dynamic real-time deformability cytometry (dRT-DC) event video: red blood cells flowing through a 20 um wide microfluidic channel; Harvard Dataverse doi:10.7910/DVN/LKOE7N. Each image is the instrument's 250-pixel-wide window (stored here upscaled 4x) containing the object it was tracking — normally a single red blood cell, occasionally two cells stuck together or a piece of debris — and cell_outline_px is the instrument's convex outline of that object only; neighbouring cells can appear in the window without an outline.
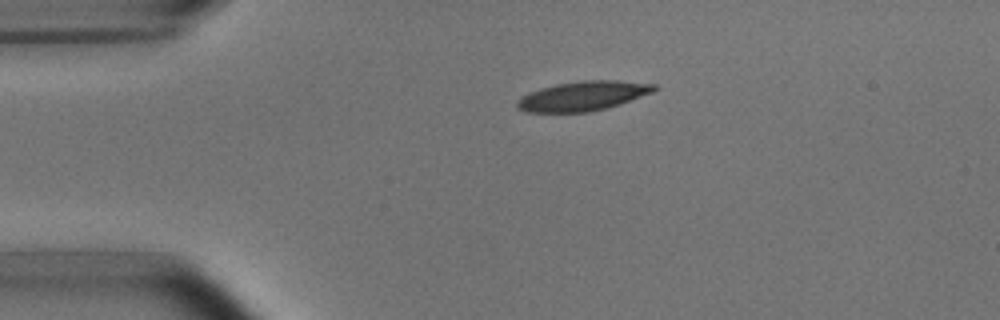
{"species": "common noctule bat (a hibernating species)", "species_latin": "Nyctalus noctula", "temperature_condition": "room temperature", "stored_images_in_passage": 2, "camera_frame_rate_fps": 3000, "um_per_image_px": 0.085, "animal": {"sex": "male", "body_mass_g": 15.6}, "frame": {"image": 1, "passage_image": 1, "time_ms": 0.0, "image_size_px": [1000, 320], "cell_outline_px": [[660, 88], [652, 92], [620, 104], [588, 112], [528, 112], [516, 108], [516, 100], [520, 96], [540, 88], [556, 84], [580, 80], [616, 80], [656, 84]], "centroid_in_image_um": [49.53, 8.15], "position_along_channel_um": 35.5, "area_um2": 23.64}}